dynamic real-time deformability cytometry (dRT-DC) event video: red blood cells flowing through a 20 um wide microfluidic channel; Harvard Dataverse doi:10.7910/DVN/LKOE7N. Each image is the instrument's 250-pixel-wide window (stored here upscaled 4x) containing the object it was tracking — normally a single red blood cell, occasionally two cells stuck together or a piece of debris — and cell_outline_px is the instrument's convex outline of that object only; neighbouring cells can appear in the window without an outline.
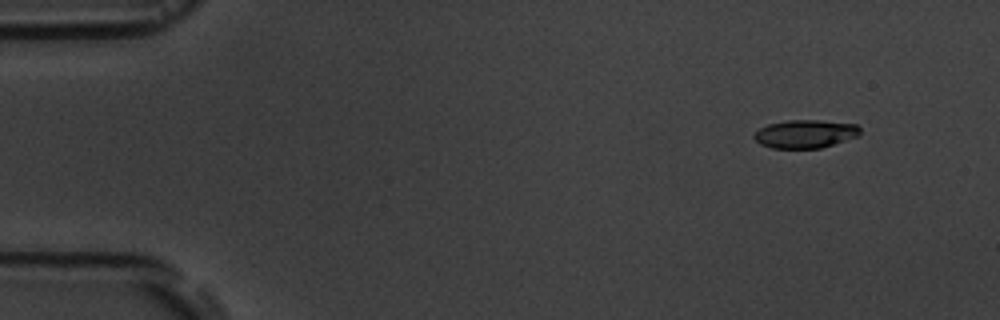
{"species": "common noctule bat (a hibernating species)", "species_latin": "Nyctalus noctula", "temperature_condition": "room temperature", "stored_images_in_passage": 15, "camera_frame_rate_fps": 3000, "um_per_image_px": 0.085, "animal": {"sex": "male", "body_mass_g": 19.5, "forearm_length_mm": 54.6}, "frame": {"image": 1, "passage_image": 2, "time_ms": 1.333, "image_size_px": [1000, 320], "cell_outline_px": [[860, 136], [820, 148], [772, 148], [760, 144], [752, 136], [760, 128], [768, 124], [788, 120], [820, 120], [856, 124], [860, 128]], "centroid_in_image_um": [68.46, 11.38], "position_along_channel_um": 16.5, "area_um2": 17.46}}
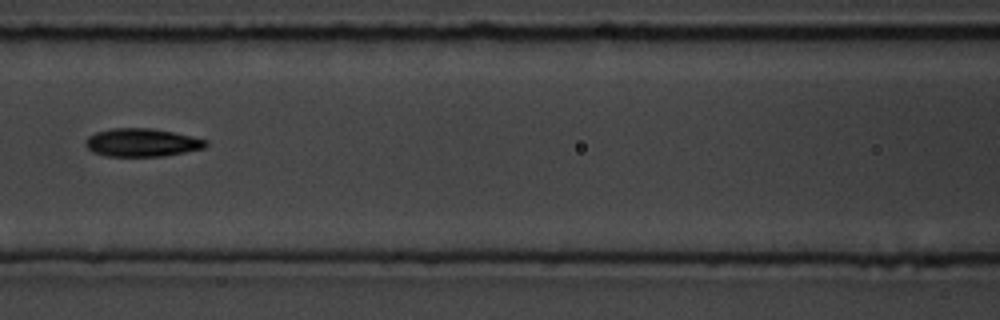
{"frame": {"image": 2, "passage_image": 7, "time_ms": 8.0, "image_size_px": [1000, 320], "cell_outline_px": [[208, 144], [204, 148], [164, 156], [108, 156], [92, 152], [84, 144], [84, 140], [88, 136], [96, 132], [112, 128], [152, 128], [192, 136], [208, 140]], "centroid_in_image_um": [12.05, 12.11], "position_along_channel_um": 154.6, "area_um2": 19.77}}
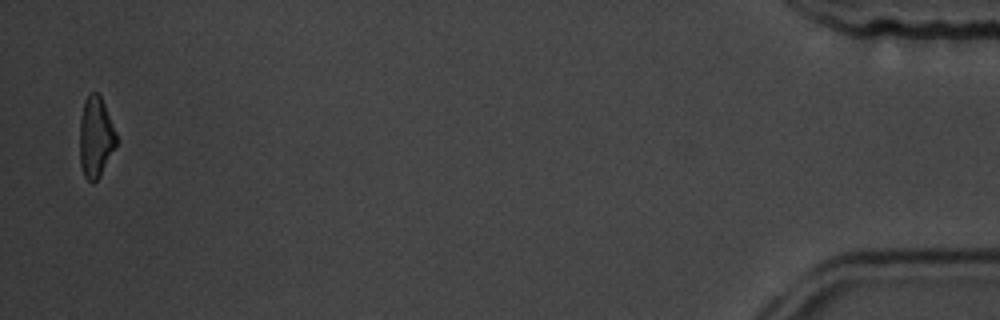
{"frame": {"image": 3, "passage_image": 15, "time_ms": 18.0, "image_size_px": [1000, 320], "cell_outline_px": [[120, 140], [100, 176], [92, 184], [84, 176], [80, 164], [80, 116], [84, 100], [88, 92], [96, 92], [100, 96], [104, 104]], "centroid_in_image_um": [8.15, 11.65], "position_along_channel_um": 427.1, "area_um2": 17.63}, "authors_computed_cell_mechanics": {"area_um2": 18.7272, "velocity_mm_per_s": 3.6429, "shape_relaxation_time_tau1_ms": 4.6408, "shape_relaxation_time_tau2_ms": 3.2611, "deformation_change_tau1": 0.1499, "deformation_change_tau2": 0.1015}}